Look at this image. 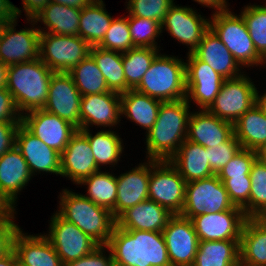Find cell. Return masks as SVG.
Returning a JSON list of instances; mask_svg holds the SVG:
<instances>
[{"label": "cell", "instance_id": "cell-1", "mask_svg": "<svg viewBox=\"0 0 266 266\" xmlns=\"http://www.w3.org/2000/svg\"><path fill=\"white\" fill-rule=\"evenodd\" d=\"M115 266H171L162 232L114 227L108 244Z\"/></svg>", "mask_w": 266, "mask_h": 266}, {"label": "cell", "instance_id": "cell-2", "mask_svg": "<svg viewBox=\"0 0 266 266\" xmlns=\"http://www.w3.org/2000/svg\"><path fill=\"white\" fill-rule=\"evenodd\" d=\"M189 101L161 102L158 117L146 134L148 159L169 160L186 140L190 116Z\"/></svg>", "mask_w": 266, "mask_h": 266}, {"label": "cell", "instance_id": "cell-3", "mask_svg": "<svg viewBox=\"0 0 266 266\" xmlns=\"http://www.w3.org/2000/svg\"><path fill=\"white\" fill-rule=\"evenodd\" d=\"M54 73L40 58L8 66L6 88L20 113L43 109Z\"/></svg>", "mask_w": 266, "mask_h": 266}, {"label": "cell", "instance_id": "cell-4", "mask_svg": "<svg viewBox=\"0 0 266 266\" xmlns=\"http://www.w3.org/2000/svg\"><path fill=\"white\" fill-rule=\"evenodd\" d=\"M58 215L73 223L99 245H107L116 226V219L110 210L101 207L82 194L62 190Z\"/></svg>", "mask_w": 266, "mask_h": 266}, {"label": "cell", "instance_id": "cell-5", "mask_svg": "<svg viewBox=\"0 0 266 266\" xmlns=\"http://www.w3.org/2000/svg\"><path fill=\"white\" fill-rule=\"evenodd\" d=\"M185 63L176 57L159 53L135 90L162 102L185 99Z\"/></svg>", "mask_w": 266, "mask_h": 266}, {"label": "cell", "instance_id": "cell-6", "mask_svg": "<svg viewBox=\"0 0 266 266\" xmlns=\"http://www.w3.org/2000/svg\"><path fill=\"white\" fill-rule=\"evenodd\" d=\"M210 21V28L228 48L234 59L241 66L260 64L261 56L257 53L241 15H234L228 9L216 11Z\"/></svg>", "mask_w": 266, "mask_h": 266}, {"label": "cell", "instance_id": "cell-7", "mask_svg": "<svg viewBox=\"0 0 266 266\" xmlns=\"http://www.w3.org/2000/svg\"><path fill=\"white\" fill-rule=\"evenodd\" d=\"M91 47L80 36L40 33L39 58L53 72L68 73L90 55Z\"/></svg>", "mask_w": 266, "mask_h": 266}, {"label": "cell", "instance_id": "cell-8", "mask_svg": "<svg viewBox=\"0 0 266 266\" xmlns=\"http://www.w3.org/2000/svg\"><path fill=\"white\" fill-rule=\"evenodd\" d=\"M233 207L223 182L215 174L186 183L184 207L180 215L191 219L206 212L213 214Z\"/></svg>", "mask_w": 266, "mask_h": 266}, {"label": "cell", "instance_id": "cell-9", "mask_svg": "<svg viewBox=\"0 0 266 266\" xmlns=\"http://www.w3.org/2000/svg\"><path fill=\"white\" fill-rule=\"evenodd\" d=\"M186 183L169 160L151 159L149 200L155 201L174 215L181 214Z\"/></svg>", "mask_w": 266, "mask_h": 266}, {"label": "cell", "instance_id": "cell-10", "mask_svg": "<svg viewBox=\"0 0 266 266\" xmlns=\"http://www.w3.org/2000/svg\"><path fill=\"white\" fill-rule=\"evenodd\" d=\"M256 87L243 74L225 79L215 101L207 109L220 119L235 123L247 110L255 105Z\"/></svg>", "mask_w": 266, "mask_h": 266}, {"label": "cell", "instance_id": "cell-11", "mask_svg": "<svg viewBox=\"0 0 266 266\" xmlns=\"http://www.w3.org/2000/svg\"><path fill=\"white\" fill-rule=\"evenodd\" d=\"M50 221V232L45 237L51 242L64 265L88 255L99 246L89 235L57 213Z\"/></svg>", "mask_w": 266, "mask_h": 266}, {"label": "cell", "instance_id": "cell-12", "mask_svg": "<svg viewBox=\"0 0 266 266\" xmlns=\"http://www.w3.org/2000/svg\"><path fill=\"white\" fill-rule=\"evenodd\" d=\"M244 210L234 206L231 210L204 213L190 220L199 241L240 240L247 220Z\"/></svg>", "mask_w": 266, "mask_h": 266}, {"label": "cell", "instance_id": "cell-13", "mask_svg": "<svg viewBox=\"0 0 266 266\" xmlns=\"http://www.w3.org/2000/svg\"><path fill=\"white\" fill-rule=\"evenodd\" d=\"M171 266H193L199 239L192 221L173 215L162 231Z\"/></svg>", "mask_w": 266, "mask_h": 266}, {"label": "cell", "instance_id": "cell-14", "mask_svg": "<svg viewBox=\"0 0 266 266\" xmlns=\"http://www.w3.org/2000/svg\"><path fill=\"white\" fill-rule=\"evenodd\" d=\"M16 19H8L2 26L0 61L7 66L39 58V29L33 27L15 31Z\"/></svg>", "mask_w": 266, "mask_h": 266}, {"label": "cell", "instance_id": "cell-15", "mask_svg": "<svg viewBox=\"0 0 266 266\" xmlns=\"http://www.w3.org/2000/svg\"><path fill=\"white\" fill-rule=\"evenodd\" d=\"M185 63L186 99H193L200 109H208L215 101L225 80L207 63L199 60L193 53H188Z\"/></svg>", "mask_w": 266, "mask_h": 266}, {"label": "cell", "instance_id": "cell-16", "mask_svg": "<svg viewBox=\"0 0 266 266\" xmlns=\"http://www.w3.org/2000/svg\"><path fill=\"white\" fill-rule=\"evenodd\" d=\"M81 93L68 73L55 72L43 110L59 116L80 130Z\"/></svg>", "mask_w": 266, "mask_h": 266}, {"label": "cell", "instance_id": "cell-17", "mask_svg": "<svg viewBox=\"0 0 266 266\" xmlns=\"http://www.w3.org/2000/svg\"><path fill=\"white\" fill-rule=\"evenodd\" d=\"M21 124L60 154L66 148L71 136L78 130L70 122L43 109L32 110L22 115Z\"/></svg>", "mask_w": 266, "mask_h": 266}, {"label": "cell", "instance_id": "cell-18", "mask_svg": "<svg viewBox=\"0 0 266 266\" xmlns=\"http://www.w3.org/2000/svg\"><path fill=\"white\" fill-rule=\"evenodd\" d=\"M166 30L173 38L190 47L192 53L202 40L204 33L210 28V21L198 15L192 8L172 5L163 22L161 29Z\"/></svg>", "mask_w": 266, "mask_h": 266}, {"label": "cell", "instance_id": "cell-19", "mask_svg": "<svg viewBox=\"0 0 266 266\" xmlns=\"http://www.w3.org/2000/svg\"><path fill=\"white\" fill-rule=\"evenodd\" d=\"M88 138L77 130L61 153V176L79 184L92 173L99 171Z\"/></svg>", "mask_w": 266, "mask_h": 266}, {"label": "cell", "instance_id": "cell-20", "mask_svg": "<svg viewBox=\"0 0 266 266\" xmlns=\"http://www.w3.org/2000/svg\"><path fill=\"white\" fill-rule=\"evenodd\" d=\"M15 146L26 160L31 174L45 171L61 175V154L48 147L22 124L16 132Z\"/></svg>", "mask_w": 266, "mask_h": 266}, {"label": "cell", "instance_id": "cell-21", "mask_svg": "<svg viewBox=\"0 0 266 266\" xmlns=\"http://www.w3.org/2000/svg\"><path fill=\"white\" fill-rule=\"evenodd\" d=\"M234 134V124L202 109L191 113L188 120L186 140L213 148L226 142Z\"/></svg>", "mask_w": 266, "mask_h": 266}, {"label": "cell", "instance_id": "cell-22", "mask_svg": "<svg viewBox=\"0 0 266 266\" xmlns=\"http://www.w3.org/2000/svg\"><path fill=\"white\" fill-rule=\"evenodd\" d=\"M121 115L120 94L109 91L81 97L80 129H88L90 125L113 126Z\"/></svg>", "mask_w": 266, "mask_h": 266}, {"label": "cell", "instance_id": "cell-23", "mask_svg": "<svg viewBox=\"0 0 266 266\" xmlns=\"http://www.w3.org/2000/svg\"><path fill=\"white\" fill-rule=\"evenodd\" d=\"M149 163L140 164L129 172L121 174L117 179V197L115 219L128 208L149 199V180L151 159Z\"/></svg>", "mask_w": 266, "mask_h": 266}, {"label": "cell", "instance_id": "cell-24", "mask_svg": "<svg viewBox=\"0 0 266 266\" xmlns=\"http://www.w3.org/2000/svg\"><path fill=\"white\" fill-rule=\"evenodd\" d=\"M13 251L23 266H64L44 235H25L20 229L13 239Z\"/></svg>", "mask_w": 266, "mask_h": 266}, {"label": "cell", "instance_id": "cell-25", "mask_svg": "<svg viewBox=\"0 0 266 266\" xmlns=\"http://www.w3.org/2000/svg\"><path fill=\"white\" fill-rule=\"evenodd\" d=\"M173 215L165 207L148 199L124 211L116 219V225L126 230L162 232Z\"/></svg>", "mask_w": 266, "mask_h": 266}, {"label": "cell", "instance_id": "cell-26", "mask_svg": "<svg viewBox=\"0 0 266 266\" xmlns=\"http://www.w3.org/2000/svg\"><path fill=\"white\" fill-rule=\"evenodd\" d=\"M192 53L225 79L242 75L239 73L240 65L211 28L204 33L201 42Z\"/></svg>", "mask_w": 266, "mask_h": 266}, {"label": "cell", "instance_id": "cell-27", "mask_svg": "<svg viewBox=\"0 0 266 266\" xmlns=\"http://www.w3.org/2000/svg\"><path fill=\"white\" fill-rule=\"evenodd\" d=\"M169 161L186 182L215 175L209 165L207 148L188 140L180 145Z\"/></svg>", "mask_w": 266, "mask_h": 266}, {"label": "cell", "instance_id": "cell-28", "mask_svg": "<svg viewBox=\"0 0 266 266\" xmlns=\"http://www.w3.org/2000/svg\"><path fill=\"white\" fill-rule=\"evenodd\" d=\"M239 253L242 266H266V218H247Z\"/></svg>", "mask_w": 266, "mask_h": 266}, {"label": "cell", "instance_id": "cell-29", "mask_svg": "<svg viewBox=\"0 0 266 266\" xmlns=\"http://www.w3.org/2000/svg\"><path fill=\"white\" fill-rule=\"evenodd\" d=\"M33 176L20 150L14 146L0 157V188L16 203L17 193Z\"/></svg>", "mask_w": 266, "mask_h": 266}, {"label": "cell", "instance_id": "cell-30", "mask_svg": "<svg viewBox=\"0 0 266 266\" xmlns=\"http://www.w3.org/2000/svg\"><path fill=\"white\" fill-rule=\"evenodd\" d=\"M80 15L81 9L79 8L50 2L34 19H29V21L34 22L33 24L37 21L44 23L49 31L39 29L40 33L79 36Z\"/></svg>", "mask_w": 266, "mask_h": 266}, {"label": "cell", "instance_id": "cell-31", "mask_svg": "<svg viewBox=\"0 0 266 266\" xmlns=\"http://www.w3.org/2000/svg\"><path fill=\"white\" fill-rule=\"evenodd\" d=\"M121 115L127 116L136 124L149 131L158 117L160 100L140 93L135 89H129L120 94Z\"/></svg>", "mask_w": 266, "mask_h": 266}, {"label": "cell", "instance_id": "cell-32", "mask_svg": "<svg viewBox=\"0 0 266 266\" xmlns=\"http://www.w3.org/2000/svg\"><path fill=\"white\" fill-rule=\"evenodd\" d=\"M234 134L243 149L258 151L266 145V115L253 105L234 123Z\"/></svg>", "mask_w": 266, "mask_h": 266}, {"label": "cell", "instance_id": "cell-33", "mask_svg": "<svg viewBox=\"0 0 266 266\" xmlns=\"http://www.w3.org/2000/svg\"><path fill=\"white\" fill-rule=\"evenodd\" d=\"M240 240L199 241L193 266H238Z\"/></svg>", "mask_w": 266, "mask_h": 266}, {"label": "cell", "instance_id": "cell-34", "mask_svg": "<svg viewBox=\"0 0 266 266\" xmlns=\"http://www.w3.org/2000/svg\"><path fill=\"white\" fill-rule=\"evenodd\" d=\"M104 8L102 0H94L81 9L79 36L92 47L102 42L113 19Z\"/></svg>", "mask_w": 266, "mask_h": 266}, {"label": "cell", "instance_id": "cell-35", "mask_svg": "<svg viewBox=\"0 0 266 266\" xmlns=\"http://www.w3.org/2000/svg\"><path fill=\"white\" fill-rule=\"evenodd\" d=\"M90 56L103 74L110 91L122 94L126 92V78L122 63V53L91 47Z\"/></svg>", "mask_w": 266, "mask_h": 266}, {"label": "cell", "instance_id": "cell-36", "mask_svg": "<svg viewBox=\"0 0 266 266\" xmlns=\"http://www.w3.org/2000/svg\"><path fill=\"white\" fill-rule=\"evenodd\" d=\"M79 184L88 185V199L95 204L110 210L115 218L117 197V179L109 172L97 171L83 179Z\"/></svg>", "mask_w": 266, "mask_h": 266}, {"label": "cell", "instance_id": "cell-37", "mask_svg": "<svg viewBox=\"0 0 266 266\" xmlns=\"http://www.w3.org/2000/svg\"><path fill=\"white\" fill-rule=\"evenodd\" d=\"M80 131L88 138L98 169H100L99 166L102 164L115 165L119 161L123 144L116 133L113 131H99L92 136L89 129H80Z\"/></svg>", "mask_w": 266, "mask_h": 266}, {"label": "cell", "instance_id": "cell-38", "mask_svg": "<svg viewBox=\"0 0 266 266\" xmlns=\"http://www.w3.org/2000/svg\"><path fill=\"white\" fill-rule=\"evenodd\" d=\"M68 74L82 96L110 91L103 74L90 55L72 68Z\"/></svg>", "mask_w": 266, "mask_h": 266}, {"label": "cell", "instance_id": "cell-39", "mask_svg": "<svg viewBox=\"0 0 266 266\" xmlns=\"http://www.w3.org/2000/svg\"><path fill=\"white\" fill-rule=\"evenodd\" d=\"M157 55V48L135 47L122 53L126 91L135 89L140 84L143 75L149 69L152 61Z\"/></svg>", "mask_w": 266, "mask_h": 266}, {"label": "cell", "instance_id": "cell-40", "mask_svg": "<svg viewBox=\"0 0 266 266\" xmlns=\"http://www.w3.org/2000/svg\"><path fill=\"white\" fill-rule=\"evenodd\" d=\"M250 218H266V165L259 159L250 171Z\"/></svg>", "mask_w": 266, "mask_h": 266}, {"label": "cell", "instance_id": "cell-41", "mask_svg": "<svg viewBox=\"0 0 266 266\" xmlns=\"http://www.w3.org/2000/svg\"><path fill=\"white\" fill-rule=\"evenodd\" d=\"M257 53L266 52V5L246 6L241 12Z\"/></svg>", "mask_w": 266, "mask_h": 266}, {"label": "cell", "instance_id": "cell-42", "mask_svg": "<svg viewBox=\"0 0 266 266\" xmlns=\"http://www.w3.org/2000/svg\"><path fill=\"white\" fill-rule=\"evenodd\" d=\"M128 24L134 47L158 48L155 40L162 33L161 23L129 14Z\"/></svg>", "mask_w": 266, "mask_h": 266}, {"label": "cell", "instance_id": "cell-43", "mask_svg": "<svg viewBox=\"0 0 266 266\" xmlns=\"http://www.w3.org/2000/svg\"><path fill=\"white\" fill-rule=\"evenodd\" d=\"M99 48L120 53L135 48L129 31L128 18H113Z\"/></svg>", "mask_w": 266, "mask_h": 266}, {"label": "cell", "instance_id": "cell-44", "mask_svg": "<svg viewBox=\"0 0 266 266\" xmlns=\"http://www.w3.org/2000/svg\"><path fill=\"white\" fill-rule=\"evenodd\" d=\"M173 0H129L127 9L131 16L142 17L162 23Z\"/></svg>", "mask_w": 266, "mask_h": 266}, {"label": "cell", "instance_id": "cell-45", "mask_svg": "<svg viewBox=\"0 0 266 266\" xmlns=\"http://www.w3.org/2000/svg\"><path fill=\"white\" fill-rule=\"evenodd\" d=\"M228 192L230 201L234 206L244 210L245 215L250 218V176H238L233 178H219Z\"/></svg>", "mask_w": 266, "mask_h": 266}, {"label": "cell", "instance_id": "cell-46", "mask_svg": "<svg viewBox=\"0 0 266 266\" xmlns=\"http://www.w3.org/2000/svg\"><path fill=\"white\" fill-rule=\"evenodd\" d=\"M257 151L241 148L238 153L216 175L218 178L249 176Z\"/></svg>", "mask_w": 266, "mask_h": 266}, {"label": "cell", "instance_id": "cell-47", "mask_svg": "<svg viewBox=\"0 0 266 266\" xmlns=\"http://www.w3.org/2000/svg\"><path fill=\"white\" fill-rule=\"evenodd\" d=\"M240 143L233 134L226 142L207 148L208 161L211 170L217 174L241 149Z\"/></svg>", "mask_w": 266, "mask_h": 266}, {"label": "cell", "instance_id": "cell-48", "mask_svg": "<svg viewBox=\"0 0 266 266\" xmlns=\"http://www.w3.org/2000/svg\"><path fill=\"white\" fill-rule=\"evenodd\" d=\"M22 115L12 94L6 87L0 88V122H21Z\"/></svg>", "mask_w": 266, "mask_h": 266}, {"label": "cell", "instance_id": "cell-49", "mask_svg": "<svg viewBox=\"0 0 266 266\" xmlns=\"http://www.w3.org/2000/svg\"><path fill=\"white\" fill-rule=\"evenodd\" d=\"M103 247L104 245H99L88 255L81 257L78 260L70 261L64 266H115L111 250H108L110 251V254L107 258L105 254L103 255L102 253L104 252Z\"/></svg>", "mask_w": 266, "mask_h": 266}, {"label": "cell", "instance_id": "cell-50", "mask_svg": "<svg viewBox=\"0 0 266 266\" xmlns=\"http://www.w3.org/2000/svg\"><path fill=\"white\" fill-rule=\"evenodd\" d=\"M19 230L12 219L0 218V258L13 250V239Z\"/></svg>", "mask_w": 266, "mask_h": 266}, {"label": "cell", "instance_id": "cell-51", "mask_svg": "<svg viewBox=\"0 0 266 266\" xmlns=\"http://www.w3.org/2000/svg\"><path fill=\"white\" fill-rule=\"evenodd\" d=\"M21 122H0V157L16 145V132Z\"/></svg>", "mask_w": 266, "mask_h": 266}, {"label": "cell", "instance_id": "cell-52", "mask_svg": "<svg viewBox=\"0 0 266 266\" xmlns=\"http://www.w3.org/2000/svg\"><path fill=\"white\" fill-rule=\"evenodd\" d=\"M22 2L28 20L34 19L50 3V0H23Z\"/></svg>", "mask_w": 266, "mask_h": 266}, {"label": "cell", "instance_id": "cell-53", "mask_svg": "<svg viewBox=\"0 0 266 266\" xmlns=\"http://www.w3.org/2000/svg\"><path fill=\"white\" fill-rule=\"evenodd\" d=\"M21 10L15 7L9 0H0V26L8 19L17 18Z\"/></svg>", "mask_w": 266, "mask_h": 266}, {"label": "cell", "instance_id": "cell-54", "mask_svg": "<svg viewBox=\"0 0 266 266\" xmlns=\"http://www.w3.org/2000/svg\"><path fill=\"white\" fill-rule=\"evenodd\" d=\"M15 203L0 188V218L14 219Z\"/></svg>", "mask_w": 266, "mask_h": 266}, {"label": "cell", "instance_id": "cell-55", "mask_svg": "<svg viewBox=\"0 0 266 266\" xmlns=\"http://www.w3.org/2000/svg\"><path fill=\"white\" fill-rule=\"evenodd\" d=\"M94 0H50L52 3H58L68 7L83 9L90 5Z\"/></svg>", "mask_w": 266, "mask_h": 266}, {"label": "cell", "instance_id": "cell-56", "mask_svg": "<svg viewBox=\"0 0 266 266\" xmlns=\"http://www.w3.org/2000/svg\"><path fill=\"white\" fill-rule=\"evenodd\" d=\"M195 1L207 7L215 8L216 10H219V12L229 9L227 8L226 0H195Z\"/></svg>", "mask_w": 266, "mask_h": 266}, {"label": "cell", "instance_id": "cell-57", "mask_svg": "<svg viewBox=\"0 0 266 266\" xmlns=\"http://www.w3.org/2000/svg\"><path fill=\"white\" fill-rule=\"evenodd\" d=\"M17 262L18 260L13 250L6 256L0 258V266H16Z\"/></svg>", "mask_w": 266, "mask_h": 266}, {"label": "cell", "instance_id": "cell-58", "mask_svg": "<svg viewBox=\"0 0 266 266\" xmlns=\"http://www.w3.org/2000/svg\"><path fill=\"white\" fill-rule=\"evenodd\" d=\"M255 104L266 115V93L262 96H259L258 91L256 89Z\"/></svg>", "mask_w": 266, "mask_h": 266}, {"label": "cell", "instance_id": "cell-59", "mask_svg": "<svg viewBox=\"0 0 266 266\" xmlns=\"http://www.w3.org/2000/svg\"><path fill=\"white\" fill-rule=\"evenodd\" d=\"M8 66L0 61V88L6 87Z\"/></svg>", "mask_w": 266, "mask_h": 266}, {"label": "cell", "instance_id": "cell-60", "mask_svg": "<svg viewBox=\"0 0 266 266\" xmlns=\"http://www.w3.org/2000/svg\"><path fill=\"white\" fill-rule=\"evenodd\" d=\"M257 159H259L263 164L266 165V145H264L257 151Z\"/></svg>", "mask_w": 266, "mask_h": 266}, {"label": "cell", "instance_id": "cell-61", "mask_svg": "<svg viewBox=\"0 0 266 266\" xmlns=\"http://www.w3.org/2000/svg\"><path fill=\"white\" fill-rule=\"evenodd\" d=\"M266 63V52L261 56L260 65Z\"/></svg>", "mask_w": 266, "mask_h": 266}, {"label": "cell", "instance_id": "cell-62", "mask_svg": "<svg viewBox=\"0 0 266 266\" xmlns=\"http://www.w3.org/2000/svg\"><path fill=\"white\" fill-rule=\"evenodd\" d=\"M1 34H2V26H0V39H1Z\"/></svg>", "mask_w": 266, "mask_h": 266}, {"label": "cell", "instance_id": "cell-63", "mask_svg": "<svg viewBox=\"0 0 266 266\" xmlns=\"http://www.w3.org/2000/svg\"><path fill=\"white\" fill-rule=\"evenodd\" d=\"M16 266H23V265L17 262Z\"/></svg>", "mask_w": 266, "mask_h": 266}]
</instances>
